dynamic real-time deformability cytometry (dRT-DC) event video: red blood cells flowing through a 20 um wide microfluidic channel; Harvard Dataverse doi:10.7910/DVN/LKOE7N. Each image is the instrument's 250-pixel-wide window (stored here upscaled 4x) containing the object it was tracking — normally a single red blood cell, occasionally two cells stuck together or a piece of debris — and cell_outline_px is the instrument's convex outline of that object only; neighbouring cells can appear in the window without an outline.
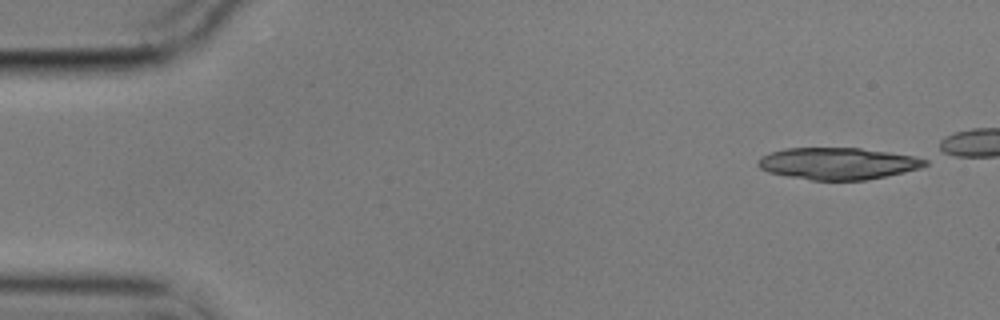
{"species": "common noctule bat (a hibernating species)", "species_latin": "Nyctalus noctula", "temperature_condition": "cold", "stored_images_in_passage": 7, "segment_of_instrument_passage": [1, 2], "camera_frame_rate_fps": 3000, "um_per_image_px": 0.085, "animal": {"sex": "male", "body_mass_g": 17.9}, "frame": {"image": 1, "passage_image": 3, "time_ms": 0.667, "image_size_px": [1000, 320], "cell_outline_px": [[908, 168], [876, 176], [852, 180], [828, 180], [852, 152], [864, 152], [900, 156], [908, 164]], "centroid_in_image_um": [73.79, 14.11], "position_along_channel_um": 11.2, "area_um2": 10.58}}